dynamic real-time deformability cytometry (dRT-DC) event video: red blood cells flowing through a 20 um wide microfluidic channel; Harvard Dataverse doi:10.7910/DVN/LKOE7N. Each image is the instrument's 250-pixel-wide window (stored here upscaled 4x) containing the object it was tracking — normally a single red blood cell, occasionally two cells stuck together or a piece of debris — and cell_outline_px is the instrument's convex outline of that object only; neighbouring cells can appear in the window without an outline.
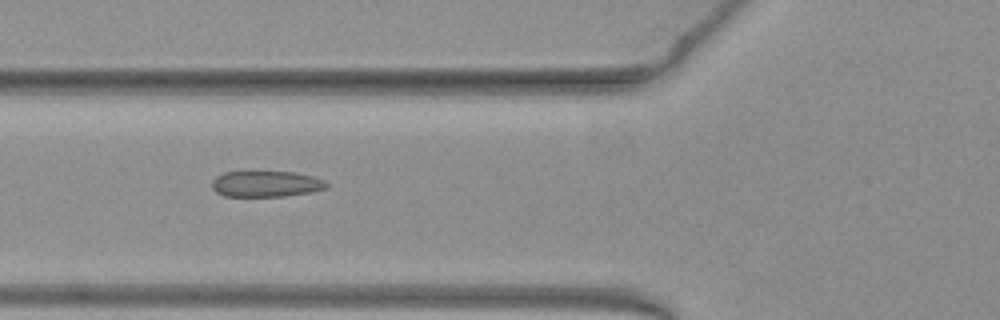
{"species": "common noctule bat (a hibernating species)", "species_latin": "Nyctalus noctula", "temperature_condition": "warm", "stored_images_in_passage": 22, "camera_frame_rate_fps": 3000, "um_per_image_px": 0.085, "animal": {"sex": "female", "body_mass_g": 19.3, "forearm_length_mm": 54.1}, "frame": {"image": 1, "passage_image": 19, "time_ms": 6.0, "image_size_px": [1000, 320], "cell_outline_px": [[328, 188], [312, 192], [284, 196], [224, 196], [216, 192], [212, 188], [212, 180], [216, 176], [224, 172], [292, 172], [312, 176], [324, 180], [328, 184]], "centroid_in_image_um": [22.61, 15.64], "position_along_channel_um": 103.2, "area_um2": 17.34}}
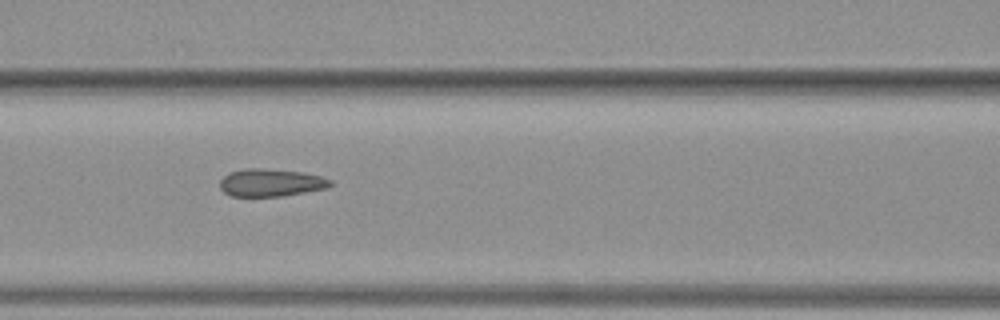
{"frame": {"image": 2, "passage_image": 22, "time_ms": 7.0, "image_size_px": [1000, 320], "cell_outline_px": [[332, 184], [328, 188], [284, 196], [232, 196], [224, 192], [220, 188], [220, 180], [224, 176], [232, 172], [244, 168], [260, 168], [304, 172], [320, 176], [332, 180]], "centroid_in_image_um": [23.05, 15.53], "position_along_channel_um": 143.6, "area_um2": 17.8}}